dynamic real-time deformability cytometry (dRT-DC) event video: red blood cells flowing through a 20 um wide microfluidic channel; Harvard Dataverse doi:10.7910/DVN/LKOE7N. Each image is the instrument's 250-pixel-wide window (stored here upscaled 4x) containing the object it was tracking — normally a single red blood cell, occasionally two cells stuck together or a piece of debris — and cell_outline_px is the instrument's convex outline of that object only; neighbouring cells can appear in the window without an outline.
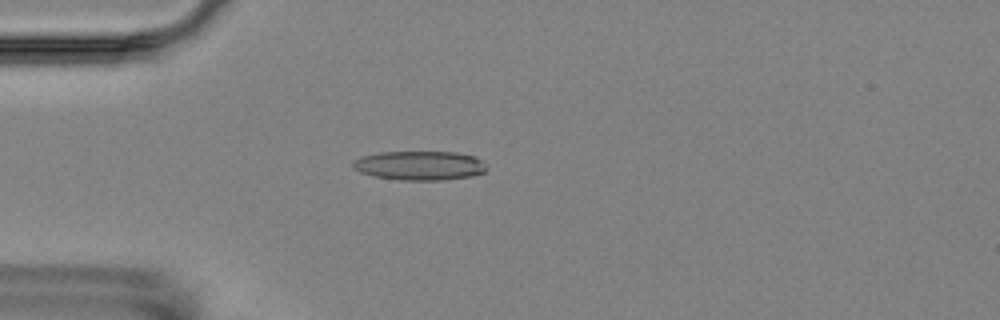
{"species": "Egyptian fruit bat (a non-hibernating species)", "species_latin": "Rousettus aegyptiacus", "temperature_condition": "room temperature", "stored_images_in_passage": 5, "camera_frame_rate_fps": 3000, "um_per_image_px": 0.085, "animal": {"sex": "female"}, "frame": {"image": 1, "passage_image": 5, "time_ms": 4.333, "image_size_px": [1000, 320], "cell_outline_px": [[488, 168], [484, 172], [472, 176], [440, 180], [400, 180], [376, 176], [360, 172], [352, 168], [352, 164], [360, 156], [380, 152], [456, 152], [476, 156]], "centroid_in_image_um": [35.68, 14.06], "position_along_channel_um": 49.3, "area_um2": 22.72}}